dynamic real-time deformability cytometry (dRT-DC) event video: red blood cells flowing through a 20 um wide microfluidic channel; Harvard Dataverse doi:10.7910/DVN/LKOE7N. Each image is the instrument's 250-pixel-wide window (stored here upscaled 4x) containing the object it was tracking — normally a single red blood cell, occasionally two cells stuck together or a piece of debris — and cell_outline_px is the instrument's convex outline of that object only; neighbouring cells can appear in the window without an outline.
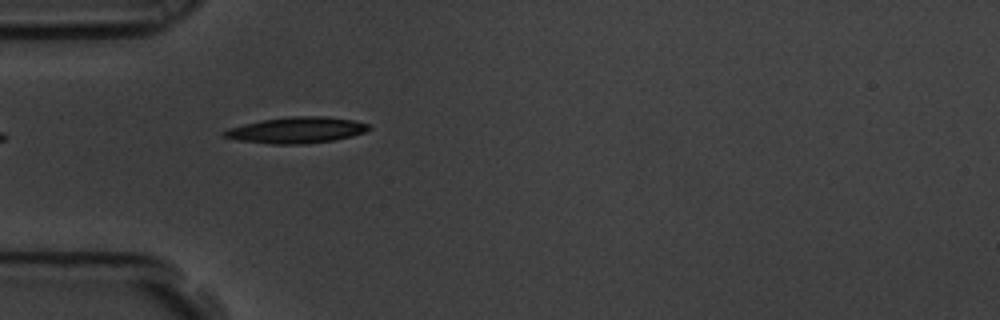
{"species": "common noctule bat (a hibernating species)", "species_latin": "Nyctalus noctula", "temperature_condition": "room temperature", "stored_images_in_passage": 6, "camera_frame_rate_fps": 3000, "um_per_image_px": 0.085, "animal": {"sex": "male", "body_mass_g": 19.5, "forearm_length_mm": 54.6}, "frame": {"image": 1, "passage_image": 5, "time_ms": 1.333, "image_size_px": [1000, 320], "cell_outline_px": [[372, 128], [364, 132], [352, 136], [332, 140], [304, 144], [272, 144], [240, 140], [220, 136], [220, 132], [228, 128], [244, 124], [264, 120], [288, 116], [324, 116], [352, 120], [368, 124]], "centroid_in_image_um": [25.17, 11.06], "position_along_channel_um": 59.8, "area_um2": 21.91}}
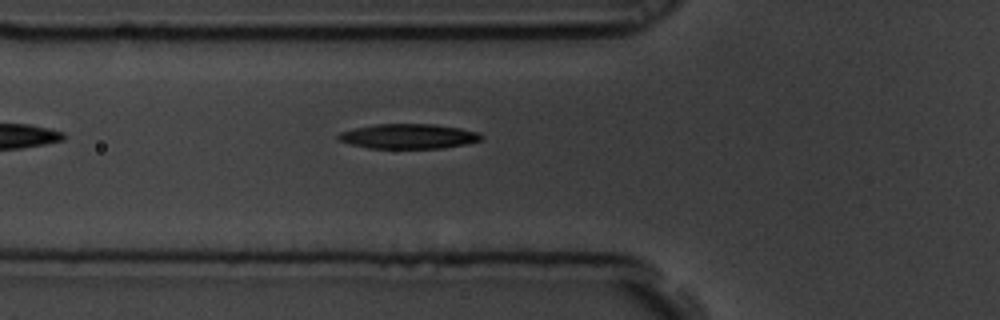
{"frame": {"image": 2, "passage_image": 6, "time_ms": 1.667, "image_size_px": [1000, 320], "cell_outline_px": [[484, 136], [480, 140], [464, 144], [440, 148], [368, 148], [336, 140], [336, 136], [340, 132], [356, 128], [376, 124], [432, 124], [460, 128], [480, 132]], "centroid_in_image_um": [34.71, 11.58], "position_along_channel_um": 91.1, "area_um2": 20.58}}